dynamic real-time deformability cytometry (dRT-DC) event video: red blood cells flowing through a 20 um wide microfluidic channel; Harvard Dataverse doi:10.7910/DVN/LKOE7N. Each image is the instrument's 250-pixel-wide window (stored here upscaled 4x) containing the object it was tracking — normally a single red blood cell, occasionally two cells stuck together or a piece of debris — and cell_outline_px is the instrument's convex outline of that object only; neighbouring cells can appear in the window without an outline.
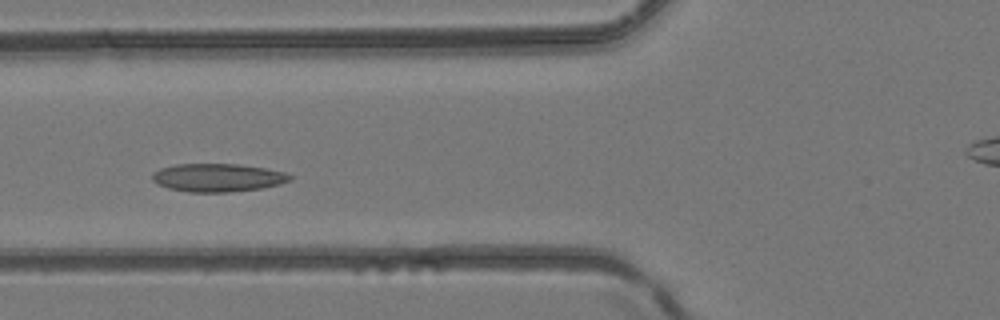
{"species": "common noctule bat (a hibernating species)", "species_latin": "Nyctalus noctula", "temperature_condition": "room temperature", "stored_images_in_passage": 4, "camera_frame_rate_fps": 3000, "um_per_image_px": 0.085, "animal": {"sex": "female", "body_mass_g": 24.6, "forearm_length_mm": 56.2}, "frame": {"image": 1, "passage_image": 4, "time_ms": 1.0, "image_size_px": [1000, 320], "cell_outline_px": [[292, 180], [280, 184], [260, 188], [228, 192], [188, 192], [168, 188], [152, 180], [152, 172], [160, 168], [176, 164], [240, 164], [264, 168], [284, 172], [292, 176]], "centroid_in_image_um": [18.5, 15.09], "position_along_channel_um": 107.3, "area_um2": 22.54}}